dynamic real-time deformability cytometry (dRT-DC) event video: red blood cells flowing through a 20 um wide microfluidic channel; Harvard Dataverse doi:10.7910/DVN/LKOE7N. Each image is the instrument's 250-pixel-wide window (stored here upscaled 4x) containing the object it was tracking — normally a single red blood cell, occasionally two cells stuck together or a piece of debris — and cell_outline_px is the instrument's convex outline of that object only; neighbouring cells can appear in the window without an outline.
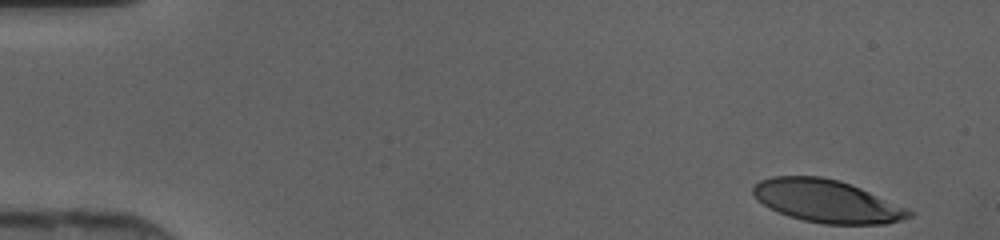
{"species": "human", "species_latin": "Homo sapiens", "temperature_condition": "cold", "stored_images_in_passage": 44, "camera_frame_rate_fps": 3000, "um_per_image_px": 0.085, "donor": {"sex": "female"}, "frame": {"image": 1, "passage_image": 1, "time_ms": 0.0, "image_size_px": [1000, 240], "cell_outline_px": [[912, 216], [904, 220], [884, 224], [824, 224], [804, 220], [788, 216], [768, 208], [756, 200], [752, 192], [752, 188], [760, 180], [772, 176], [820, 176], [840, 180], [860, 188], [908, 208], [912, 212]], "centroid_in_image_um": [70.26, 17.1], "position_along_channel_um": 14.7, "area_um2": 38.9}}
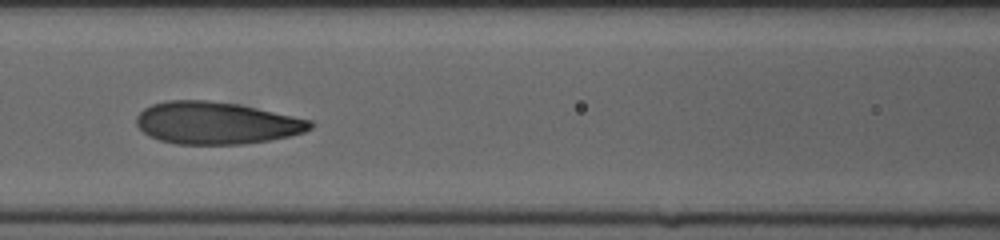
{"frame": {"image": 2, "passage_image": 19, "time_ms": 6.0, "image_size_px": [1000, 240], "cell_outline_px": [[316, 124], [312, 128], [304, 132], [288, 136], [268, 140], [244, 144], [176, 144], [160, 140], [148, 136], [136, 124], [136, 116], [144, 108], [152, 104], [168, 100], [208, 100], [236, 104], [312, 120]], "centroid_in_image_um": [18.37, 10.46], "position_along_channel_um": 148.2, "area_um2": 42.66}}
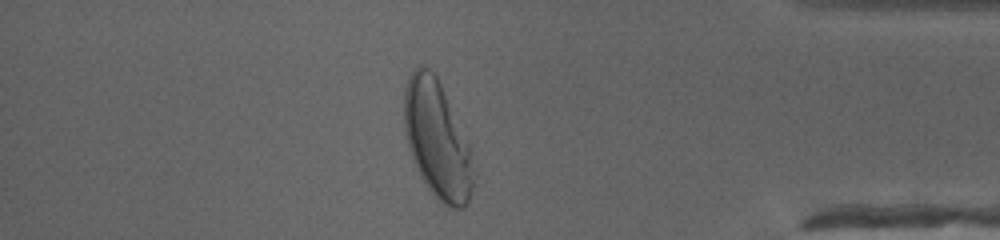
{"frame": {"image": 3, "passage_image": 38, "time_ms": 12.333, "image_size_px": [1000, 240], "cell_outline_px": [[476, 172], [468, 204], [464, 208], [448, 208], [428, 188], [420, 176], [416, 168], [408, 148], [404, 132], [404, 88], [408, 76], [420, 64], [428, 68], [436, 76], [440, 84], [468, 144]], "centroid_in_image_um": [37.14, 11.91], "position_along_channel_um": 398.1, "area_um2": 47.22}}